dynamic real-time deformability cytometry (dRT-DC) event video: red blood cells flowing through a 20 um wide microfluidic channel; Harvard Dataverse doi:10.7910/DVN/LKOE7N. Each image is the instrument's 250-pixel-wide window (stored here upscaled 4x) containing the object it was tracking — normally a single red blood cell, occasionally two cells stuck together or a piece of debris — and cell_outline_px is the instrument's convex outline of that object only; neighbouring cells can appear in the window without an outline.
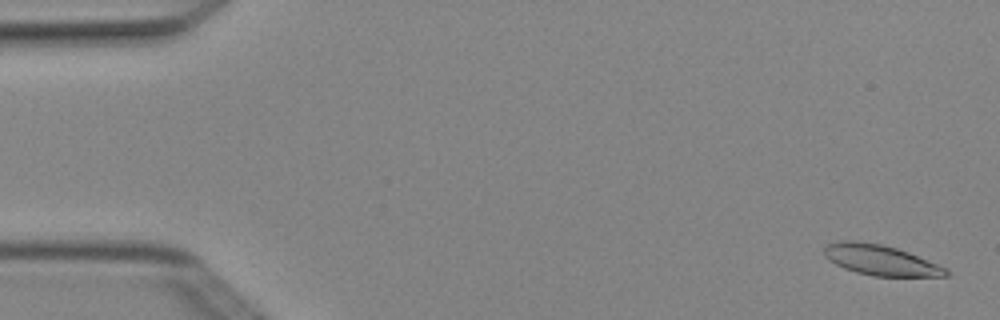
{"species": "Egyptian fruit bat (a non-hibernating species)", "species_latin": "Rousettus aegyptiacus", "temperature_condition": "cold", "stored_images_in_passage": 7, "camera_frame_rate_fps": 3000, "um_per_image_px": 0.085, "animal": {"sex": "female"}, "frame": {"image": 1, "passage_image": 1, "time_ms": 0.0, "image_size_px": [1000, 320], "cell_outline_px": [[948, 276], [872, 276], [856, 272], [844, 268], [828, 260], [824, 256], [824, 248], [828, 244], [844, 240], [852, 240], [880, 244], [896, 248], [908, 252], [948, 268]], "centroid_in_image_um": [74.84, 22.11], "position_along_channel_um": 10.2, "area_um2": 21.44}}
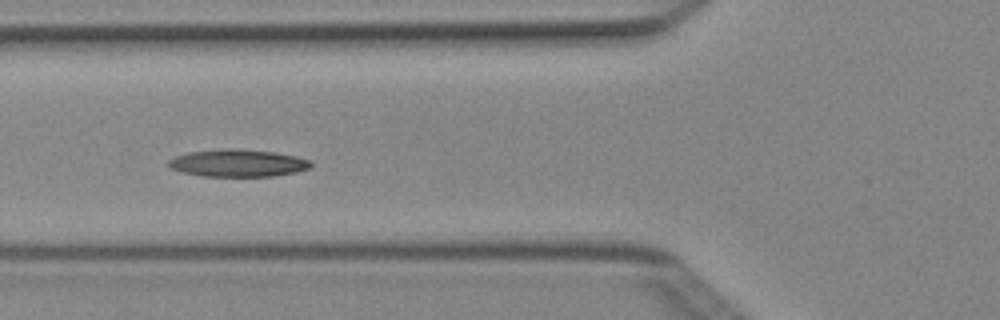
{"frame": {"image": 2, "passage_image": 5, "time_ms": 1.333, "image_size_px": [1000, 320], "cell_outline_px": [[312, 164], [308, 168], [296, 172], [272, 176], [204, 176], [184, 172], [168, 168], [168, 160], [176, 156], [188, 152], [224, 148], [236, 148], [272, 152], [296, 156], [312, 160]], "centroid_in_image_um": [20.21, 13.85], "position_along_channel_um": 105.6, "area_um2": 22.66}}
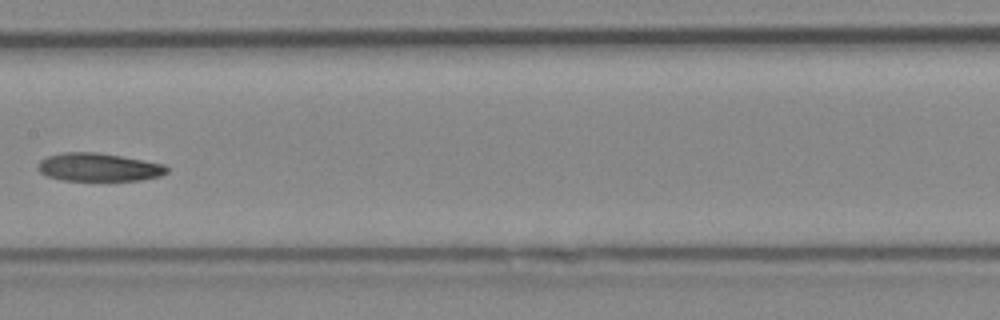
{"frame": {"image": 3, "passage_image": 7, "time_ms": 2.0, "image_size_px": [1000, 320], "cell_outline_px": [[168, 172], [160, 176], [140, 180], [64, 180], [48, 176], [40, 172], [40, 160], [48, 156], [64, 152], [96, 152], [120, 156], [164, 164], [168, 168]], "centroid_in_image_um": [8.42, 14.21], "position_along_channel_um": 199.0, "area_um2": 20.81}}